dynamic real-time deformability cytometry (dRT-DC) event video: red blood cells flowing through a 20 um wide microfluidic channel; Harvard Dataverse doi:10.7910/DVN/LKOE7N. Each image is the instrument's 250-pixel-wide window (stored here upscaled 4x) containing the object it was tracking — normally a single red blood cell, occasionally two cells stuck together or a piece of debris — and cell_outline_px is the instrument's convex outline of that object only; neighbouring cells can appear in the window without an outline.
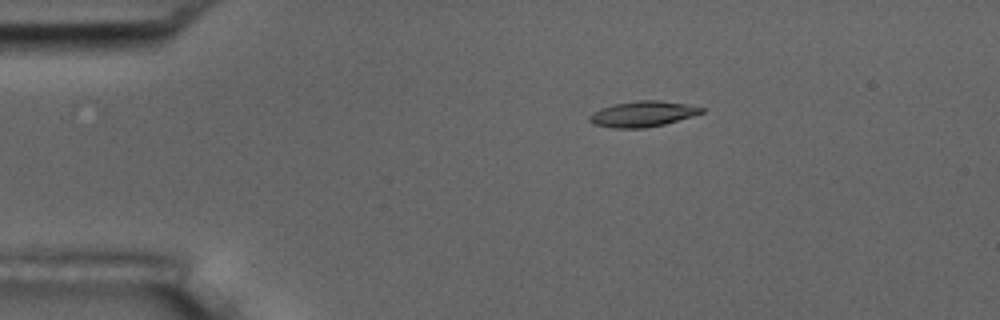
{"species": "common noctule bat (a hibernating species)", "species_latin": "Nyctalus noctula", "temperature_condition": "room temperature", "stored_images_in_passage": 4, "camera_frame_rate_fps": 3000, "um_per_image_px": 0.085, "animal": {"sex": "male", "body_mass_g": 17.5, "forearm_length_mm": 52.3}, "frame": {"image": 1, "passage_image": 3, "time_ms": 2.333, "image_size_px": [1000, 320], "cell_outline_px": [[704, 112], [692, 116], [664, 124], [644, 128], [612, 128], [592, 124], [588, 120], [588, 116], [592, 112], [600, 108], [616, 104], [640, 100], [660, 100], [684, 104], [704, 108]], "centroid_in_image_um": [54.58, 9.69], "position_along_channel_um": 30.4, "area_um2": 16.65}}